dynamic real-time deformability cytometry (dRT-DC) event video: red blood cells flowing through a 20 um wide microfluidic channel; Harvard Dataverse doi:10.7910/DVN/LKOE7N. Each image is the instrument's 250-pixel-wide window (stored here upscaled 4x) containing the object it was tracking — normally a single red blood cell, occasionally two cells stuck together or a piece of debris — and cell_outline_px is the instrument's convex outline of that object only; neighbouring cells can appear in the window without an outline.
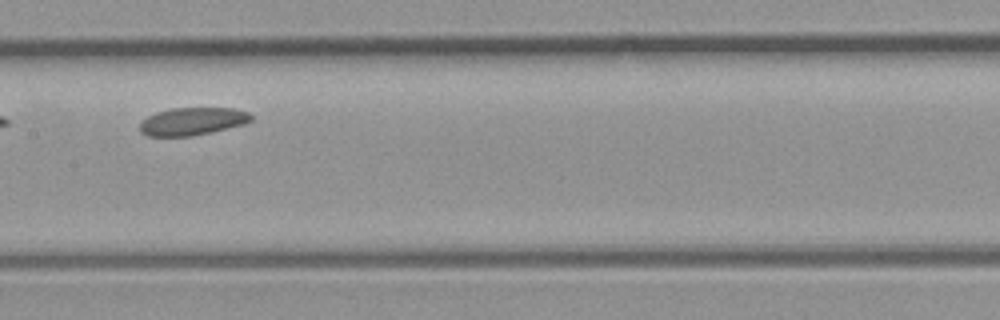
{"species": "common noctule bat (a hibernating species)", "species_latin": "Nyctalus noctula", "temperature_condition": "room temperature", "stored_images_in_passage": 4, "camera_frame_rate_fps": 3000, "um_per_image_px": 0.085, "animal": {"sex": "male", "body_mass_g": 23.1, "forearm_length_mm": 52.7}, "frame": {"image": 1, "passage_image": 4, "time_ms": 1.0, "image_size_px": [1000, 320], "cell_outline_px": [[252, 120], [244, 124], [192, 136], [148, 136], [140, 132], [140, 124], [148, 116], [156, 112], [168, 108], [232, 108], [248, 112], [252, 116]], "centroid_in_image_um": [16.34, 10.31], "position_along_channel_um": 191.1, "area_um2": 17.86}}